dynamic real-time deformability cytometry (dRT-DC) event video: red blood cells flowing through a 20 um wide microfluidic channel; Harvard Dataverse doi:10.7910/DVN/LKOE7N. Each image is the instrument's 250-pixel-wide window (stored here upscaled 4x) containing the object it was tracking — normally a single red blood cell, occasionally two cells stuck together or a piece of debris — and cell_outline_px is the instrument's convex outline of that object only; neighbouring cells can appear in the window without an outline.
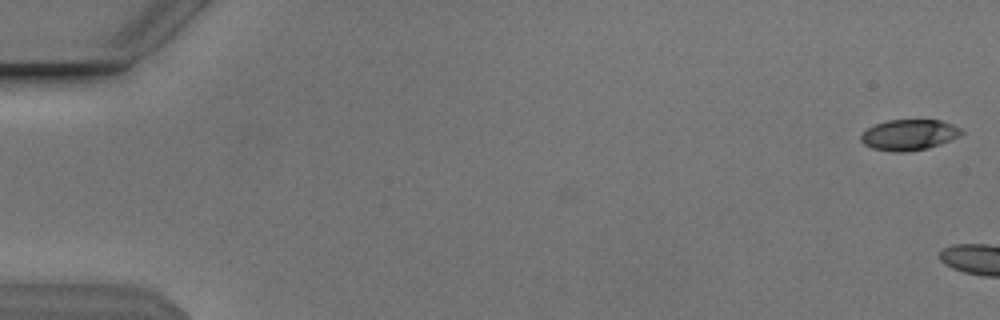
{"species": "Egyptian fruit bat (a non-hibernating species)", "species_latin": "Rousettus aegyptiacus", "temperature_condition": "cold", "stored_images_in_passage": 4, "camera_frame_rate_fps": 3000, "um_per_image_px": 0.085, "animal": {"sex": "male"}, "frame": {"image": 1, "passage_image": 1, "time_ms": 0.0, "image_size_px": [1000, 320], "cell_outline_px": [[964, 132], [940, 144], [928, 148], [904, 152], [896, 152], [872, 148], [864, 144], [860, 140], [860, 136], [868, 128], [876, 124], [888, 120], [940, 120], [952, 124], [960, 128]], "centroid_in_image_um": [77.24, 11.46], "position_along_channel_um": 7.8, "area_um2": 17.74}}